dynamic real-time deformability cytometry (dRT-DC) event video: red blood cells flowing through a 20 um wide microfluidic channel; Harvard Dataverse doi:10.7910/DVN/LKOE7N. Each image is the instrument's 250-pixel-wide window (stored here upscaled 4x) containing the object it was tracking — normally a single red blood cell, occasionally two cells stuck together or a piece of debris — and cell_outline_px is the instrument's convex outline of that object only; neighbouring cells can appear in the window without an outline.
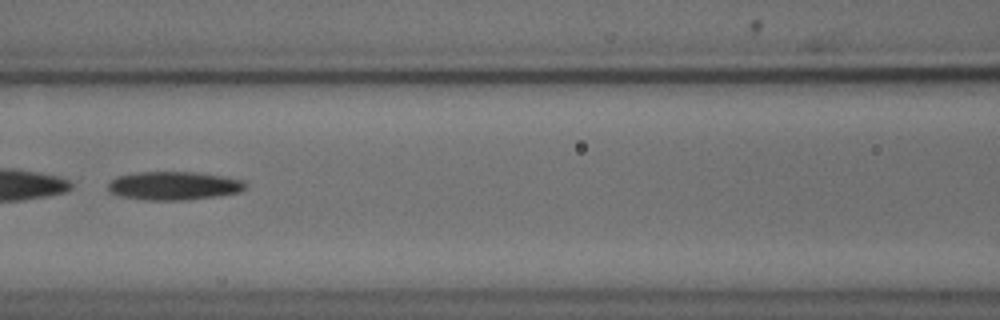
{"species": "common noctule bat (a hibernating species)", "species_latin": "Nyctalus noctula", "temperature_condition": "cold", "stored_images_in_passage": 44, "camera_frame_rate_fps": 3000, "um_per_image_px": 0.085, "animal": {"sex": "male", "body_mass_g": 18.8}, "frame": {"image": 1, "passage_image": 16, "time_ms": 5.0, "image_size_px": [1000, 320], "cell_outline_px": [[248, 184], [240, 192], [216, 196], [184, 200], [144, 200], [120, 196], [112, 192], [108, 188], [108, 184], [116, 176], [140, 172], [196, 172], [224, 176], [244, 180]], "centroid_in_image_um": [14.8, 15.78], "position_along_channel_um": 151.8, "area_um2": 22.77}}
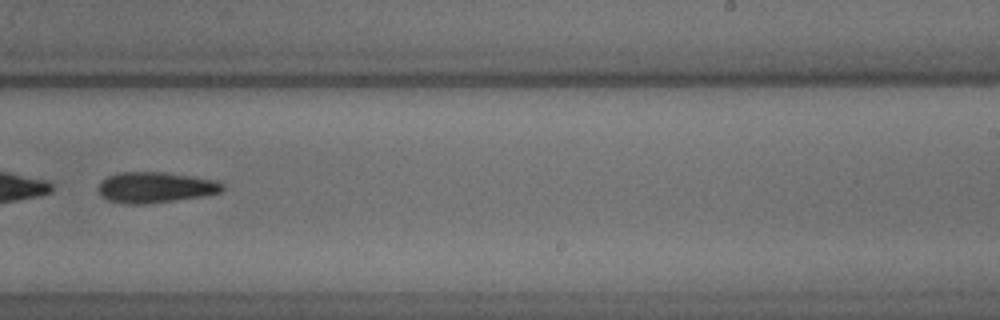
{"frame": {"image": 2, "passage_image": 26, "time_ms": 8.333, "image_size_px": [1000, 320], "cell_outline_px": [[224, 188], [220, 192], [204, 196], [148, 204], [124, 204], [108, 200], [100, 196], [100, 180], [116, 172], [164, 172], [192, 176], [216, 180], [224, 184]], "centroid_in_image_um": [13.2, 15.93], "position_along_channel_um": 275.8, "area_um2": 22.43}, "authors_computed_cell_mechanics": {"area_um2": 23.2356, "velocity_mm_per_s": 3.7286, "shape_relaxation_time_tau1_ms": 5.0527, "shape_relaxation_time_tau2_ms": null, "deformation_change_tau1": 0.1505, "deformation_change_tau2": null}}